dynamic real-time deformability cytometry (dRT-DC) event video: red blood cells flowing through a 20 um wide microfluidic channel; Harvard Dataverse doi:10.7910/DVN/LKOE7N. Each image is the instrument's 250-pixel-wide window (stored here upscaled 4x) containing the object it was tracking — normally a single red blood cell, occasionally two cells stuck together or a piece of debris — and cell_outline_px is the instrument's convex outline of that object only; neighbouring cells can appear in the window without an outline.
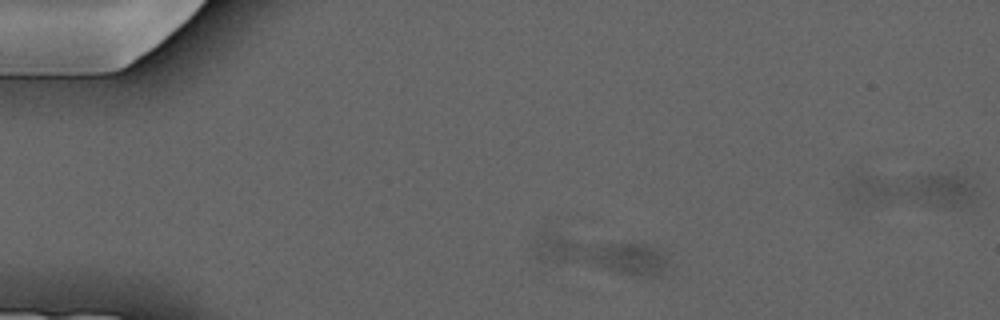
{"species": "common noctule bat (a hibernating species)", "species_latin": "Nyctalus noctula", "temperature_condition": "cold", "stored_images_in_passage": 7, "camera_frame_rate_fps": 3000, "um_per_image_px": 0.085, "animal": {"sex": "male", "forearm_length_mm": 52.5}, "frame": {"image": 1, "passage_image": 1, "time_ms": 0.0, "image_size_px": [1000, 320], "cell_outline_px": [[668, 264], [660, 276], [640, 276], [540, 260], [536, 256], [536, 244], [540, 236], [544, 232], [552, 232], [648, 244], [664, 252], [668, 256]], "centroid_in_image_um": [51.16, 21.6], "position_along_channel_um": 33.8, "area_um2": 28.38}}
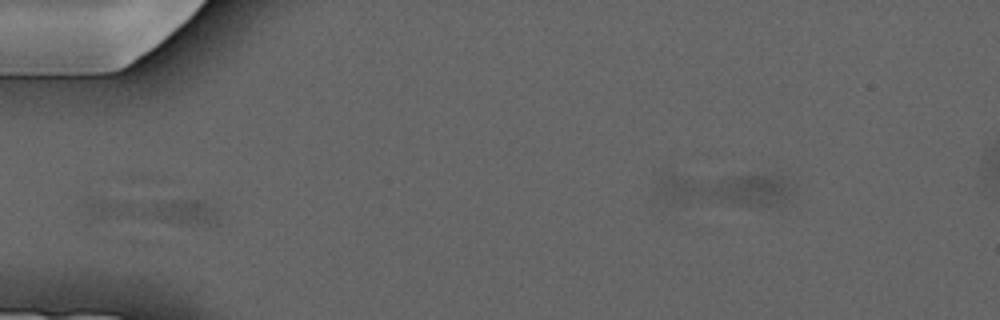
{"frame": {"image": 2, "passage_image": 2, "time_ms": 2.333, "image_size_px": [1000, 320], "cell_outline_px": [[220, 216], [216, 224], [180, 224], [92, 216], [88, 212], [84, 204], [96, 200], [204, 200], [220, 208]], "centroid_in_image_um": [13.36, 17.92], "position_along_channel_um": 71.6, "area_um2": 19.54}}
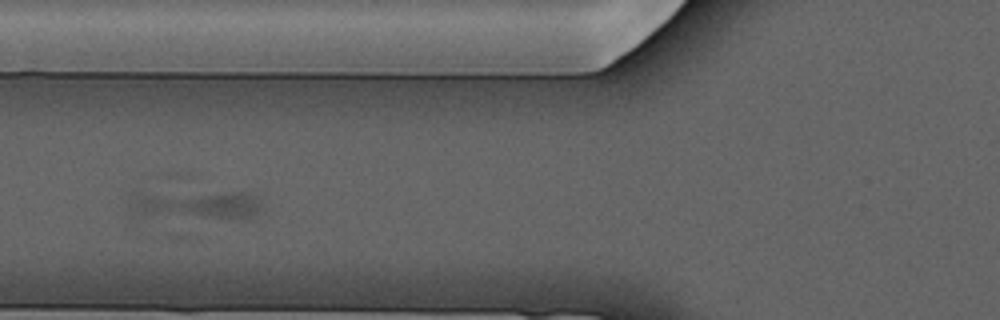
{"frame": {"image": 3, "passage_image": 3, "time_ms": 3.333, "image_size_px": [1000, 320], "cell_outline_px": [[260, 212], [252, 216], [128, 216], [128, 200], [140, 192], [244, 192], [256, 196], [260, 200]], "centroid_in_image_um": [16.46, 17.36], "position_along_channel_um": 109.3, "area_um2": 22.08}}